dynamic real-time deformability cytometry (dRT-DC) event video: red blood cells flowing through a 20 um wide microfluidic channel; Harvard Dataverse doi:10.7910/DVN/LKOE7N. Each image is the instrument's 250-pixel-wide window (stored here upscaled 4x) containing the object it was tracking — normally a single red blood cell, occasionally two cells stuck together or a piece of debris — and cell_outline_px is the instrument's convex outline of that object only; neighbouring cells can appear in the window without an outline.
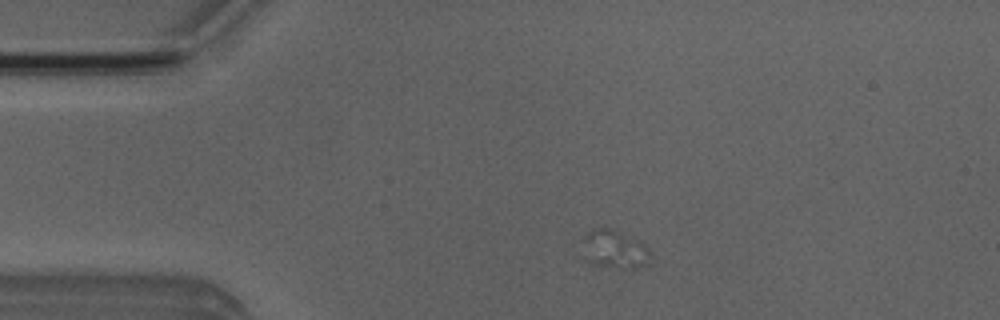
{"species": "Egyptian fruit bat (a non-hibernating species)", "species_latin": "Rousettus aegyptiacus", "temperature_condition": "room temperature", "stored_images_in_passage": 3, "camera_frame_rate_fps": 3000, "um_per_image_px": 0.085, "animal": {"sex": "male"}, "frame": {"image": 1, "passage_image": 2, "time_ms": 1.0, "image_size_px": [1000, 320], "cell_outline_px": [[652, 264], [644, 268], [624, 268], [588, 264], [580, 260], [576, 252], [584, 236], [588, 232], [600, 224], [616, 228], [644, 244], [648, 248], [652, 256]], "centroid_in_image_um": [52.12, 21.18], "position_along_channel_um": 32.9, "area_um2": 16.94}}